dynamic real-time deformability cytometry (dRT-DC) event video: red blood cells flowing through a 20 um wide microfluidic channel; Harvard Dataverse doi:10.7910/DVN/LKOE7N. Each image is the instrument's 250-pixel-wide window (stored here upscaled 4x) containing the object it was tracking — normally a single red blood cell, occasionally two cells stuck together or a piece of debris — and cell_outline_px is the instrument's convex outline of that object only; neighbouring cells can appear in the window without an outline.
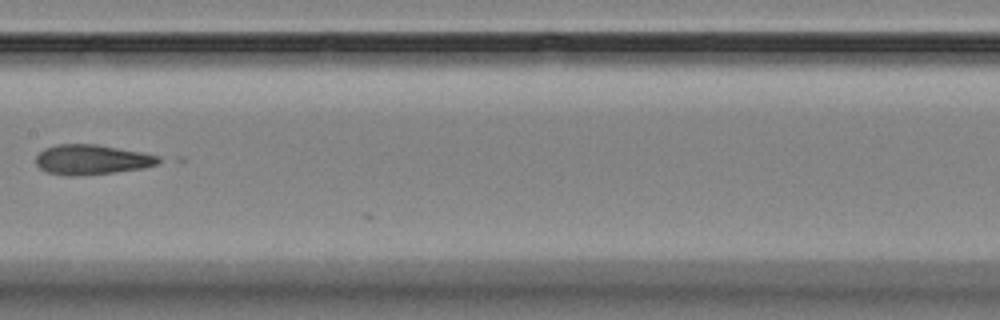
{"species": "Egyptian fruit bat (a non-hibernating species)", "species_latin": "Rousettus aegyptiacus", "temperature_condition": "room temperature", "stored_images_in_passage": 11, "camera_frame_rate_fps": 3000, "um_per_image_px": 0.085, "animal": {"sex": "female"}, "frame": {"image": 1, "passage_image": 4, "time_ms": 3.667, "image_size_px": [1000, 320], "cell_outline_px": [[164, 160], [156, 164], [144, 168], [116, 172], [76, 176], [64, 176], [48, 172], [40, 168], [36, 164], [36, 156], [44, 148], [56, 144], [96, 144], [140, 152], [160, 156]], "centroid_in_image_um": [7.8, 13.57], "position_along_channel_um": 199.6, "area_um2": 21.5}}
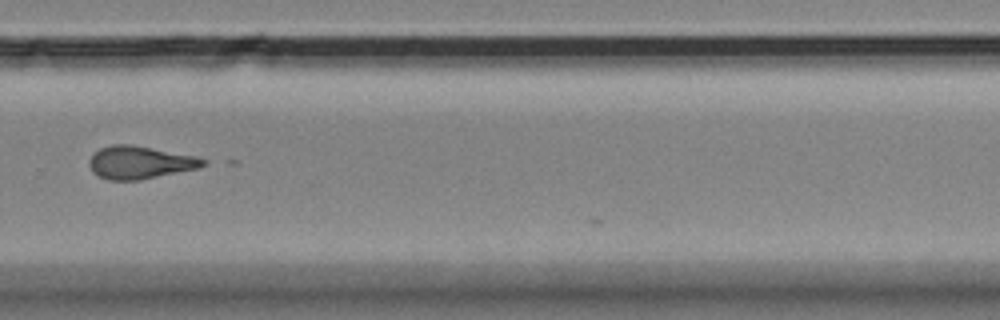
{"frame": {"image": 2, "passage_image": 7, "time_ms": 7.0, "image_size_px": [1000, 320], "cell_outline_px": [[208, 160], [200, 168], [140, 180], [108, 180], [96, 176], [92, 172], [88, 164], [88, 160], [92, 152], [100, 148], [112, 144], [132, 144], [196, 156]], "centroid_in_image_um": [11.85, 13.81], "position_along_channel_um": 318.0, "area_um2": 22.14}}
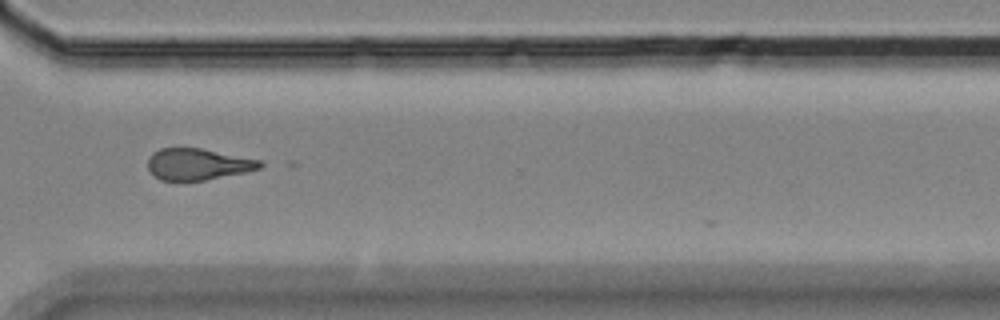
{"frame": {"image": 3, "passage_image": 8, "time_ms": 8.0, "image_size_px": [1000, 320], "cell_outline_px": [[264, 164], [260, 168], [248, 172], [204, 180], [160, 180], [148, 168], [148, 156], [152, 152], [160, 148], [200, 148], [260, 160]], "centroid_in_image_um": [16.82, 13.95], "position_along_channel_um": 353.8, "area_um2": 20.46}, "authors_computed_cell_mechanics": {"area_um2": 21.5016, "velocity_mm_per_s": 3.569, "shape_relaxation_time_tau1_ms": 5.6833, "shape_relaxation_time_tau2_ms": 2.3675, "deformation_change_tau1": 0.1359, "deformation_change_tau2": 0.0971}}